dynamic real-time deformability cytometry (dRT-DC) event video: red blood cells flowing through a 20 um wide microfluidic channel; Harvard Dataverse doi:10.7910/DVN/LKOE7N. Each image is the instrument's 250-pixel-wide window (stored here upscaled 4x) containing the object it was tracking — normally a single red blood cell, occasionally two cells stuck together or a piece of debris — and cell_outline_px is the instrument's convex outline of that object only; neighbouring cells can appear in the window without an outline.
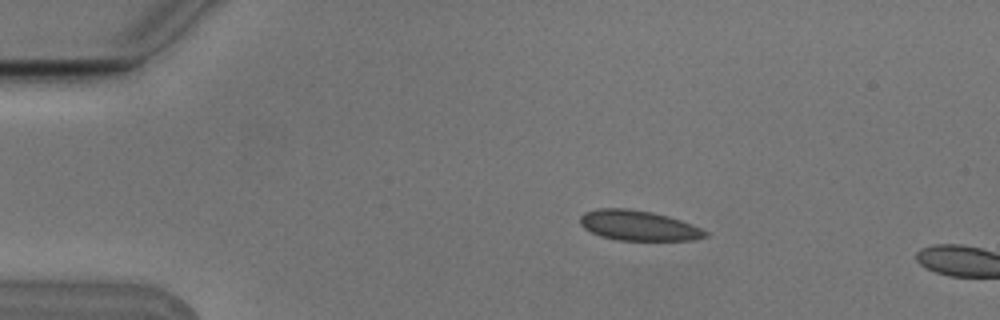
{"species": "Egyptian fruit bat (a non-hibernating species)", "species_latin": "Rousettus aegyptiacus", "temperature_condition": "cold", "stored_images_in_passage": 2, "camera_frame_rate_fps": 3000, "um_per_image_px": 0.085, "animal": {"sex": "male"}, "frame": {"image": 1, "passage_image": 1, "time_ms": 0.0, "image_size_px": [1000, 320], "cell_outline_px": [[708, 236], [692, 240], [616, 240], [600, 236], [584, 228], [580, 224], [580, 216], [584, 212], [596, 208], [628, 208], [652, 212], [668, 216], [692, 224], [708, 232]], "centroid_in_image_um": [54.24, 19.16], "position_along_channel_um": 30.8, "area_um2": 22.02}}